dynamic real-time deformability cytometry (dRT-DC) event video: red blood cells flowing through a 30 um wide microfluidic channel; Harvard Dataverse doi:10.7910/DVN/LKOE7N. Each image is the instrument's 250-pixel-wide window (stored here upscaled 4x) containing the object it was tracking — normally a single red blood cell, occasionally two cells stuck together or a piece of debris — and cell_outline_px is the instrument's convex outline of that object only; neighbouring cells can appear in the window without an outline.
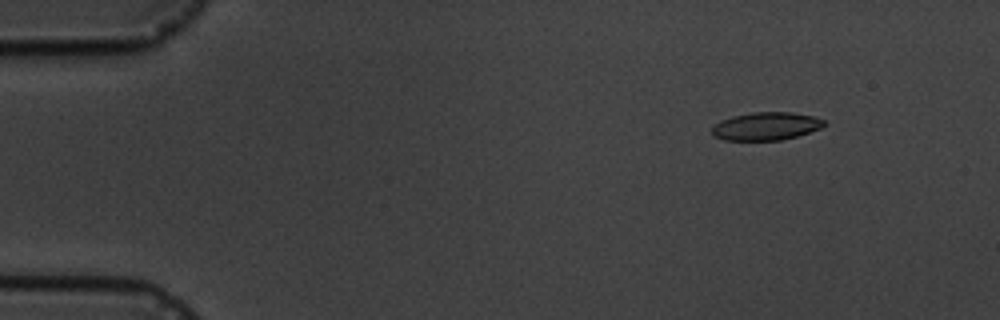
{"species": "common noctule bat (a hibernating species)", "species_latin": "Nyctalus noctula", "temperature_condition": "cold", "stored_images_in_passage": 8, "camera_frame_rate_fps": 3000, "um_per_image_px": 0.085, "animal": {"sex": "male", "body_mass_g": 19.5, "forearm_length_mm": 54.6}, "frame": {"image": 1, "passage_image": 2, "time_ms": 1.0, "image_size_px": [1000, 320], "cell_outline_px": [[824, 124], [820, 128], [796, 136], [780, 140], [724, 140], [716, 136], [712, 132], [712, 128], [720, 120], [732, 116], [752, 112], [792, 112], [812, 116], [824, 120]], "centroid_in_image_um": [65.09, 10.72], "position_along_channel_um": 19.9, "area_um2": 18.03}}
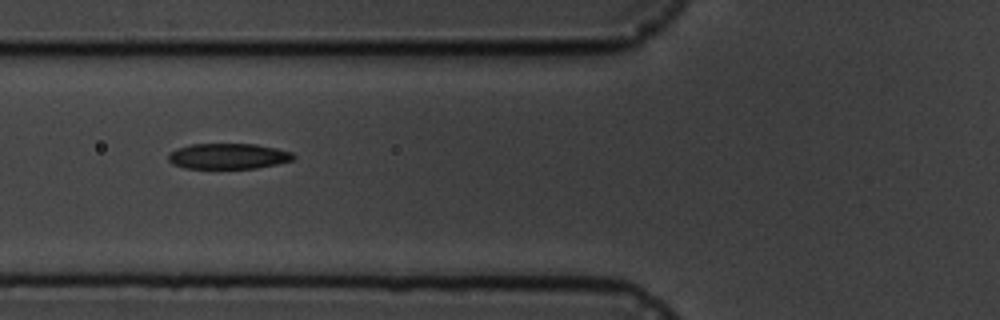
{"frame": {"image": 2, "passage_image": 6, "time_ms": 6.0, "image_size_px": [1000, 320], "cell_outline_px": [[296, 156], [292, 160], [276, 164], [256, 168], [184, 168], [172, 164], [168, 160], [168, 152], [176, 148], [192, 144], [256, 144], [276, 148], [292, 152]], "centroid_in_image_um": [19.37, 13.27], "position_along_channel_um": 106.4, "area_um2": 18.73}}
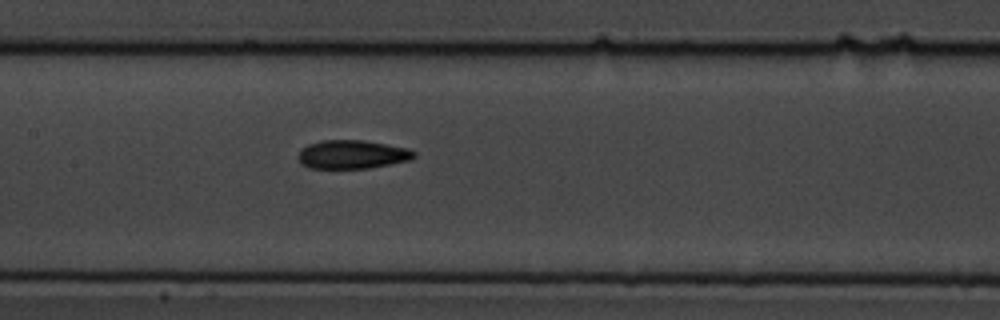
{"frame": {"image": 3, "passage_image": 8, "time_ms": 8.0, "image_size_px": [1000, 320], "cell_outline_px": [[416, 156], [408, 160], [368, 168], [308, 168], [300, 164], [296, 156], [300, 148], [308, 144], [320, 140], [364, 140], [408, 148], [416, 152]], "centroid_in_image_um": [29.86, 13.12], "position_along_channel_um": 177.5, "area_um2": 19.48}}